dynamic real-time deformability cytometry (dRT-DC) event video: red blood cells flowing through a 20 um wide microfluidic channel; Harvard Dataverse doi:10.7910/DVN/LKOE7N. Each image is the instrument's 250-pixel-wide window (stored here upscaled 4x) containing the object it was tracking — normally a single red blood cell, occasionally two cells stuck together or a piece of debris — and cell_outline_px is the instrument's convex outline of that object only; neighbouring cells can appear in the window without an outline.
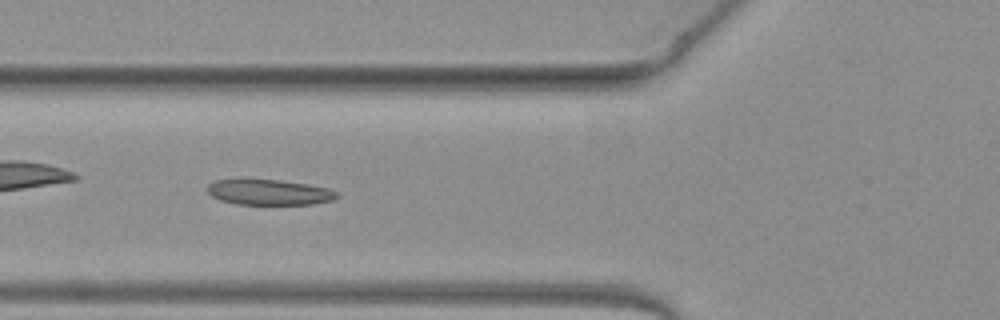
{"species": "common noctule bat (a hibernating species)", "species_latin": "Nyctalus noctula", "temperature_condition": "warm", "stored_images_in_passage": 39, "camera_frame_rate_fps": 3000, "um_per_image_px": 0.085, "animal": {"sex": "female", "body_mass_g": 19.3, "forearm_length_mm": 54.1}, "frame": {"image": 1, "passage_image": 6, "time_ms": 1.667, "image_size_px": [1000, 320], "cell_outline_px": [[340, 196], [332, 200], [312, 204], [236, 204], [220, 200], [212, 196], [208, 192], [208, 184], [216, 180], [280, 180], [308, 184], [328, 188], [336, 192]], "centroid_in_image_um": [22.9, 16.34], "position_along_channel_um": 102.9, "area_um2": 19.02}}
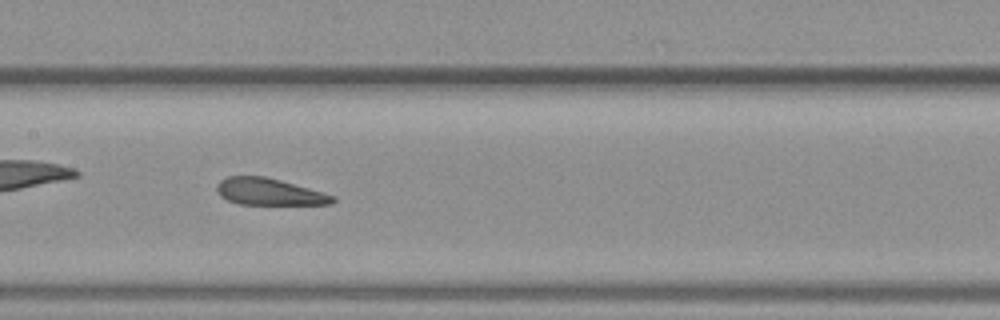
{"frame": {"image": 2, "passage_image": 12, "time_ms": 3.667, "image_size_px": [1000, 320], "cell_outline_px": [[336, 200], [332, 204], [240, 204], [228, 200], [220, 196], [216, 188], [216, 184], [220, 180], [228, 176], [264, 176], [280, 180], [324, 192], [336, 196]], "centroid_in_image_um": [22.89, 16.3], "position_along_channel_um": 184.5, "area_um2": 18.09}, "authors_computed_cell_mechanics": {"area_um2": 19.3052, "velocity_mm_per_s": 4.0497, "shape_relaxation_time_tau1_ms": null, "shape_relaxation_time_tau2_ms": 1.251, "deformation_change_tau1": null, "deformation_change_tau2": 0.1308}}